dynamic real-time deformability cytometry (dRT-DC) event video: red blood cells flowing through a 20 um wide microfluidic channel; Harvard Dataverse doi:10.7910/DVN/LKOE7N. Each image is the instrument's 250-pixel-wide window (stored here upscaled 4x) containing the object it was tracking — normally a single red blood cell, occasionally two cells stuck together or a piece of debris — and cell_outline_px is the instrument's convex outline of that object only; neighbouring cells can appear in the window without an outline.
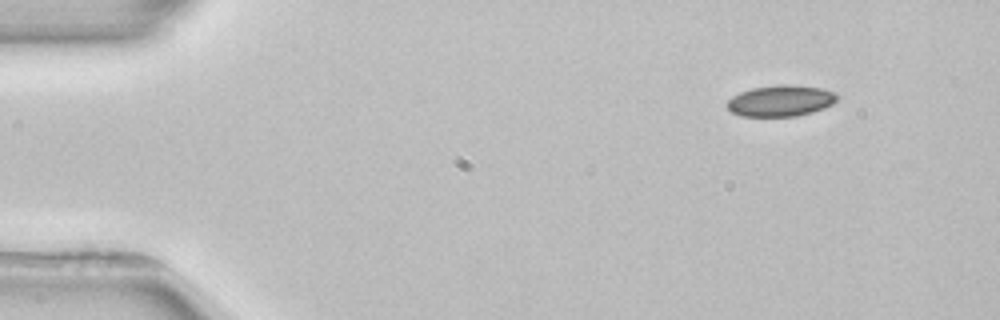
{"species": "common noctule bat (a hibernating species)", "species_latin": "Nyctalus noctula", "temperature_condition": "room temperature", "stored_images_in_passage": 3, "camera_frame_rate_fps": 3000, "um_per_image_px": 0.085, "animal": {"sex": "female", "body_mass_g": 22.7, "forearm_length_mm": 54.2}, "frame": {"image": 1, "passage_image": 1, "time_ms": 0.0, "image_size_px": [1000, 320], "cell_outline_px": [[836, 100], [832, 104], [824, 108], [812, 112], [796, 116], [740, 116], [732, 112], [724, 104], [732, 96], [740, 92], [752, 88], [820, 88], [832, 92], [836, 96]], "centroid_in_image_um": [66.27, 8.64], "position_along_channel_um": 18.7, "area_um2": 18.79}}